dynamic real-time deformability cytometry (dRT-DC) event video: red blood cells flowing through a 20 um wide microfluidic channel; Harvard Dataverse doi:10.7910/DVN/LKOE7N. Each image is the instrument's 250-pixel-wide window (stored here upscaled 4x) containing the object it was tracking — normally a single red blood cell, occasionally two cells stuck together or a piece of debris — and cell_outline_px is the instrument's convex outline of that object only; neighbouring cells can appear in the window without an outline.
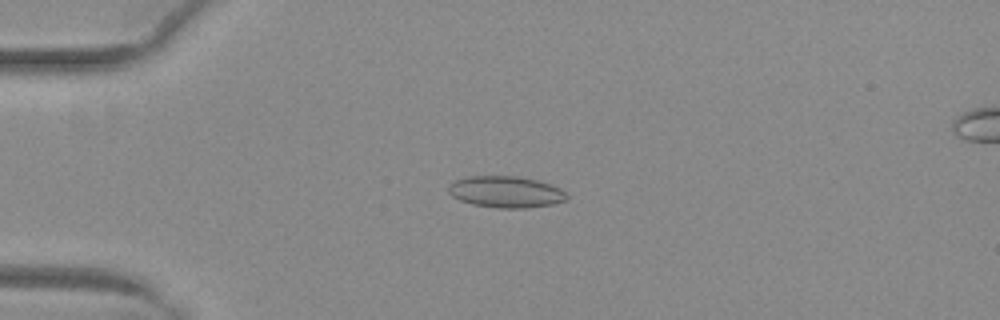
{"species": "common noctule bat (a hibernating species)", "species_latin": "Nyctalus noctula", "temperature_condition": "warm", "stored_images_in_passage": 42, "camera_frame_rate_fps": 3000, "um_per_image_px": 0.085, "animal": {"sex": "female", "body_mass_g": 29.2, "forearm_length_mm": 56.3}, "frame": {"image": 1, "passage_image": 4, "time_ms": 1.0, "image_size_px": [1000, 320], "cell_outline_px": [[568, 200], [552, 204], [524, 208], [496, 208], [472, 204], [460, 200], [452, 196], [448, 192], [448, 184], [456, 180], [468, 176], [516, 176], [536, 180], [560, 188], [568, 196]], "centroid_in_image_um": [42.97, 16.31], "position_along_channel_um": 42.0, "area_um2": 21.68}}
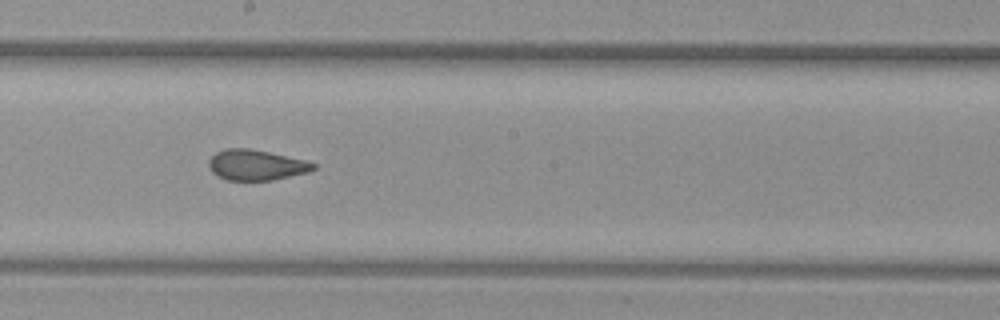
{"frame": {"image": 2, "passage_image": 20, "time_ms": 6.333, "image_size_px": [1000, 320], "cell_outline_px": [[316, 168], [308, 172], [272, 180], [228, 180], [216, 176], [208, 168], [208, 160], [216, 152], [224, 148], [248, 148], [268, 152], [304, 160], [316, 164]], "centroid_in_image_um": [21.72, 14.02], "position_along_channel_um": 226.5, "area_um2": 18.55}}
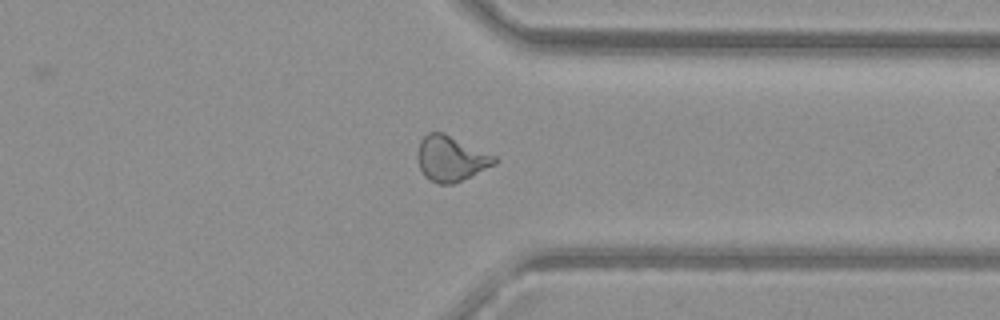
{"frame": {"image": 3, "passage_image": 31, "time_ms": 10.0, "image_size_px": [1000, 320], "cell_outline_px": [[500, 160], [496, 164], [452, 184], [436, 184], [428, 180], [424, 176], [420, 168], [416, 156], [416, 152], [420, 140], [428, 132], [444, 132], [496, 156]], "centroid_in_image_um": [38.3, 13.47], "position_along_channel_um": 373.1, "area_um2": 20.58}, "authors_computed_cell_mechanics": {"area_um2": 20.0277, "velocity_mm_per_s": 4.0478, "shape_relaxation_time_tau1_ms": null, "shape_relaxation_time_tau2_ms": 1.2188, "deformation_change_tau1": null, "deformation_change_tau2": 0.0696}}